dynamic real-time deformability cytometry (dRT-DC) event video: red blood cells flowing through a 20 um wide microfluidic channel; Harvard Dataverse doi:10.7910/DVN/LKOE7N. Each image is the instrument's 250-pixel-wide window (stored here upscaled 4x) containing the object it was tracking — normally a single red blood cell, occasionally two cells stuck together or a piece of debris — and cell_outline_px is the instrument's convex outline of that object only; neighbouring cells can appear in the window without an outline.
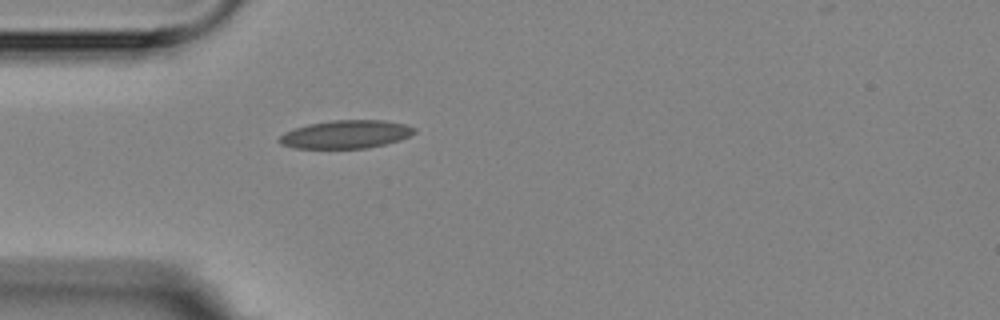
{"species": "Egyptian fruit bat (a non-hibernating species)", "species_latin": "Rousettus aegyptiacus", "temperature_condition": "room temperature", "stored_images_in_passage": 1, "camera_frame_rate_fps": 3000, "um_per_image_px": 0.085, "animal": {"sex": "female"}, "frame": {"image": 1, "passage_image": 1, "time_ms": 0.0, "image_size_px": [1000, 320], "cell_outline_px": [[416, 132], [400, 140], [368, 148], [296, 148], [280, 144], [276, 140], [284, 132], [308, 124], [332, 120], [384, 120], [404, 124], [416, 128]], "centroid_in_image_um": [29.39, 11.41], "position_along_channel_um": 55.6, "area_um2": 22.14}}